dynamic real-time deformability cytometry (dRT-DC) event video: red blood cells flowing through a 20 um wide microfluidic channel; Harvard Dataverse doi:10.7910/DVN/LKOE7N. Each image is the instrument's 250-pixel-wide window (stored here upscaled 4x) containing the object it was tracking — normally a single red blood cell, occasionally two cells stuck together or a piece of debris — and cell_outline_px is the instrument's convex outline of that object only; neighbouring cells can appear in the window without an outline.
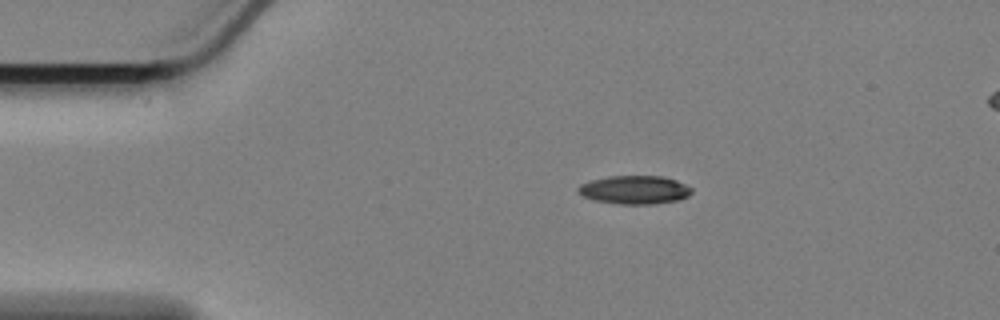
{"species": "Egyptian fruit bat (a non-hibernating species)", "species_latin": "Rousettus aegyptiacus", "temperature_condition": "cold", "stored_images_in_passage": 48, "camera_frame_rate_fps": 3000, "um_per_image_px": 0.085, "animal": {"sex": "female"}, "frame": {"image": 1, "passage_image": 1, "time_ms": 0.0, "image_size_px": [1000, 320], "cell_outline_px": [[692, 192], [688, 196], [680, 200], [656, 204], [616, 204], [596, 200], [584, 196], [576, 188], [580, 184], [592, 180], [608, 176], [664, 176], [676, 180], [692, 188]], "centroid_in_image_um": [53.98, 16.14], "position_along_channel_um": 31.0, "area_um2": 18.84}}
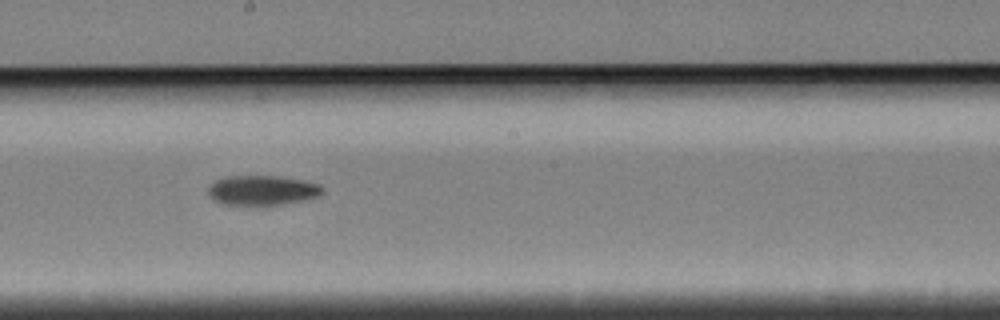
{"frame": {"image": 2, "passage_image": 22, "time_ms": 7.0, "image_size_px": [1000, 320], "cell_outline_px": [[324, 192], [320, 196], [308, 200], [284, 204], [224, 204], [216, 200], [208, 192], [208, 188], [216, 180], [228, 176], [280, 176], [304, 180], [320, 184], [324, 188]], "centroid_in_image_um": [22.4, 16.16], "position_along_channel_um": 225.8, "area_um2": 19.77}}
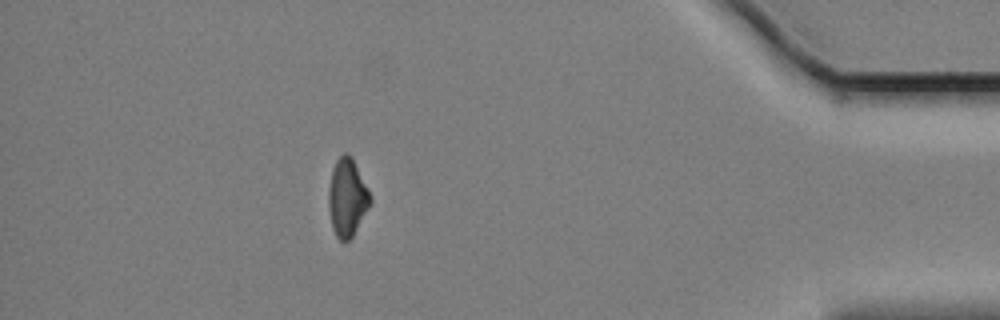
{"frame": {"image": 3, "passage_image": 42, "time_ms": 13.667, "image_size_px": [1000, 320], "cell_outline_px": [[372, 204], [352, 236], [348, 240], [340, 240], [336, 236], [332, 228], [328, 208], [328, 188], [332, 168], [336, 160], [344, 152], [348, 152], [352, 156], [372, 196]], "centroid_in_image_um": [29.52, 16.76], "position_along_channel_um": 405.7, "area_um2": 19.25}, "authors_computed_cell_mechanics": {"area_um2": 19.5364, "velocity_mm_per_s": 3.4149, "shape_relaxation_time_tau1_ms": 3.9754, "shape_relaxation_time_tau2_ms": null, "deformation_change_tau1": 0.148, "deformation_change_tau2": null}}